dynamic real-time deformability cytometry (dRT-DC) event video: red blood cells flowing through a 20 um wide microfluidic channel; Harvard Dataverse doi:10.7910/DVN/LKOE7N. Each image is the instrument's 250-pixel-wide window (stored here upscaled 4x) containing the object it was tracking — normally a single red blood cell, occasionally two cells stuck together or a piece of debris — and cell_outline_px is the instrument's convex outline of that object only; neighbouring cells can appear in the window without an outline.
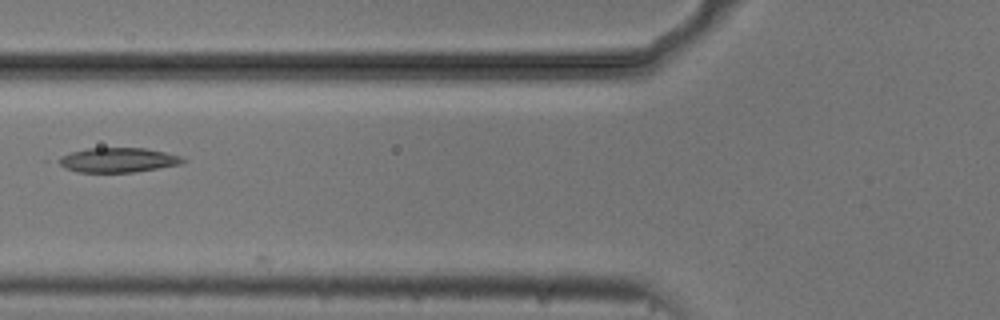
{"species": "common noctule bat (a hibernating species)", "species_latin": "Nyctalus noctula", "temperature_condition": "cold", "stored_images_in_passage": 14, "camera_frame_rate_fps": 3000, "um_per_image_px": 0.085, "animal": {"sex": "male", "body_mass_g": 20.5, "forearm_length_mm": 52.5}, "frame": {"image": 1, "passage_image": 10, "time_ms": 3.0, "image_size_px": [1000, 320], "cell_outline_px": [[188, 160], [180, 164], [136, 172], [76, 172], [64, 168], [44, 160], [72, 152], [88, 148], [144, 148], [164, 152], [180, 156]], "centroid_in_image_um": [9.84, 13.61], "position_along_channel_um": 116.0, "area_um2": 18.38}}
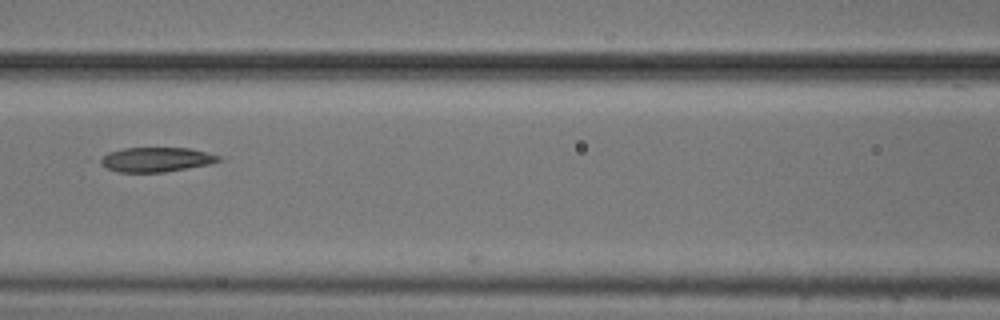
{"frame": {"image": 2, "passage_image": 13, "time_ms": 4.0, "image_size_px": [1000, 320], "cell_outline_px": [[228, 156], [224, 160], [212, 164], [164, 172], [116, 172], [100, 164], [96, 160], [108, 152], [124, 148], [188, 148]], "centroid_in_image_um": [13.36, 13.56], "position_along_channel_um": 153.2, "area_um2": 17.4}}